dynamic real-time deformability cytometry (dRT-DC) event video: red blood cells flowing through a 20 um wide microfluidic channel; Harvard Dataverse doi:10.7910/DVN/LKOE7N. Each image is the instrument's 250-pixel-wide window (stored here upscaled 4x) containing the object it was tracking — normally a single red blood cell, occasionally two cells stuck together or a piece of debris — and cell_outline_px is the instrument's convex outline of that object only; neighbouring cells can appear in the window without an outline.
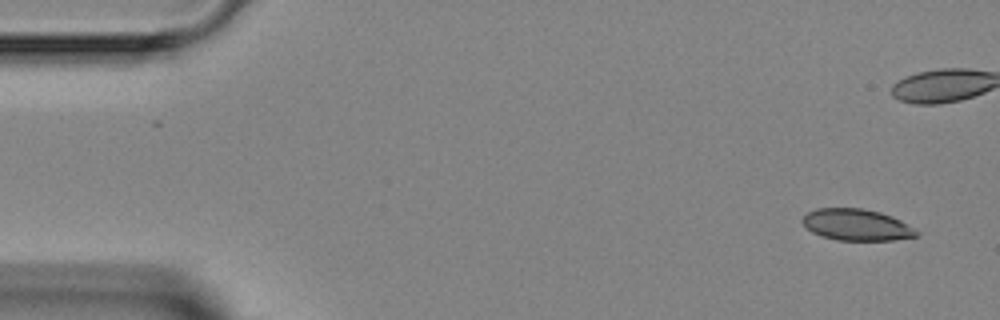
{"species": "Egyptian fruit bat (a non-hibernating species)", "species_latin": "Rousettus aegyptiacus", "temperature_condition": "room temperature", "stored_images_in_passage": 6, "camera_frame_rate_fps": 3000, "um_per_image_px": 0.085, "animal": {"sex": "female"}, "frame": {"image": 1, "passage_image": 1, "time_ms": 0.0, "image_size_px": [1000, 320], "cell_outline_px": [[920, 236], [892, 240], [836, 240], [820, 236], [812, 232], [800, 220], [808, 212], [816, 208], [864, 208], [880, 212], [892, 216], [916, 228], [920, 232]], "centroid_in_image_um": [72.84, 19.11], "position_along_channel_um": 12.2, "area_um2": 21.15}}
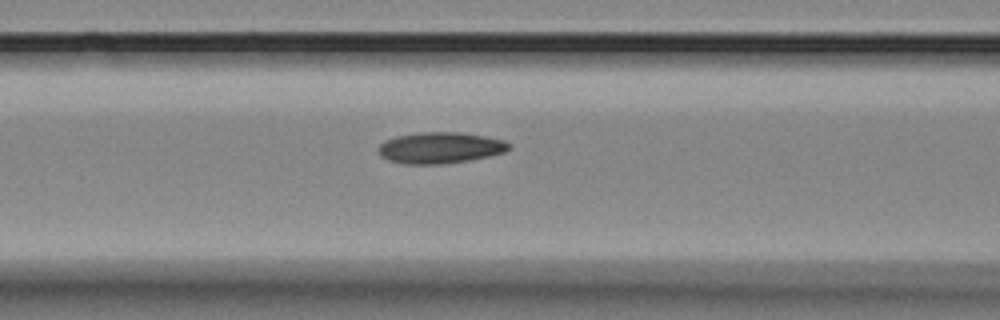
{"frame": {"image": 2, "passage_image": 6, "time_ms": 6.667, "image_size_px": [1000, 320], "cell_outline_px": [[512, 148], [504, 152], [488, 156], [468, 160], [444, 164], [404, 164], [388, 160], [380, 156], [376, 152], [376, 148], [384, 140], [396, 136], [420, 132], [460, 132], [484, 136], [504, 140], [512, 144]], "centroid_in_image_um": [37.38, 12.56], "position_along_channel_um": 129.2, "area_um2": 24.04}}